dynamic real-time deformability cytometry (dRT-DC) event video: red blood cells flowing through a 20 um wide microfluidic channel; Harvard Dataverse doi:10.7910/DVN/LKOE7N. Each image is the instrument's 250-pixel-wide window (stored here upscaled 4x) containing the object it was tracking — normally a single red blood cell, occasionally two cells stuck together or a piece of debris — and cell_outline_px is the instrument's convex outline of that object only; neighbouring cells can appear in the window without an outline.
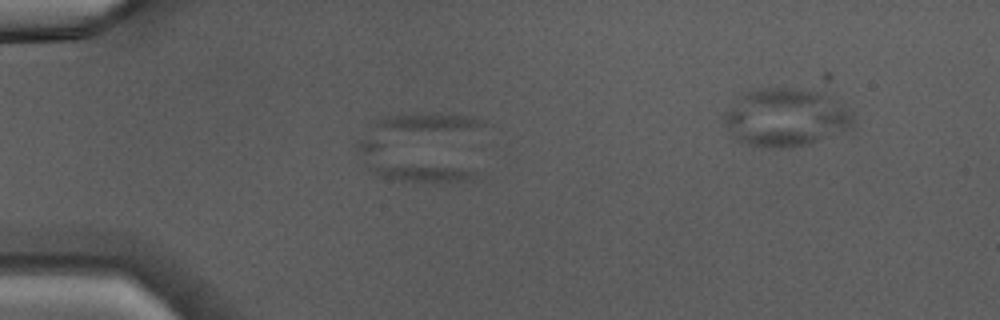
{"species": "Egyptian fruit bat (a non-hibernating species)", "species_latin": "Rousettus aegyptiacus", "temperature_condition": "warm", "stored_images_in_passage": 35, "segment_of_instrument_passage": [1, 2], "camera_frame_rate_fps": 3000, "um_per_image_px": 0.085, "animal": {"sex": "male"}, "frame": {"image": 1, "passage_image": 4, "time_ms": 1.0, "image_size_px": [1000, 320], "cell_outline_px": [[480, 176], [472, 180], [440, 184], [436, 184], [400, 180], [376, 176], [368, 168], [356, 152], [356, 144], [360, 140], [376, 140], [472, 172]], "centroid_in_image_um": [34.69, 14.01], "position_along_channel_um": 50.3, "area_um2": 21.15}}